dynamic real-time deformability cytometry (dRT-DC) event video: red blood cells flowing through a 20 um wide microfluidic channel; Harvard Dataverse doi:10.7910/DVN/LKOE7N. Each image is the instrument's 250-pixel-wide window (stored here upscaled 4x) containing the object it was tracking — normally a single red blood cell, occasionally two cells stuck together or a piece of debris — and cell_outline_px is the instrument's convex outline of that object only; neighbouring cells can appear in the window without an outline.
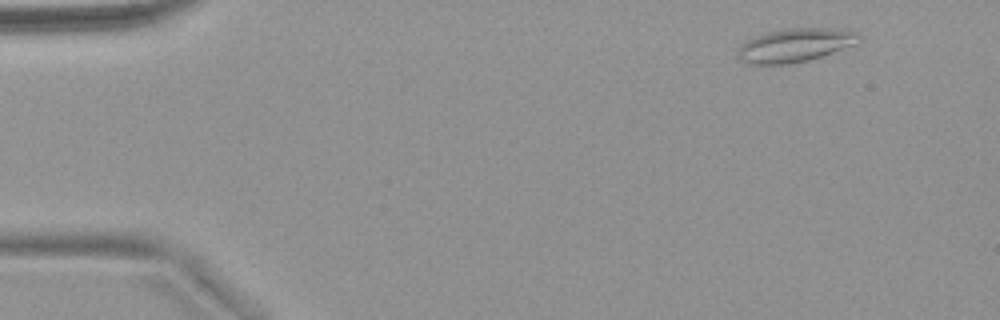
{"species": "common noctule bat (a hibernating species)", "species_latin": "Nyctalus noctula", "temperature_condition": "warm", "stored_images_in_passage": 18, "camera_frame_rate_fps": 3000, "um_per_image_px": 0.085, "animal": {"sex": "female", "body_mass_g": 18.4}, "frame": {"image": 1, "passage_image": 6, "time_ms": 1.667, "image_size_px": [1000, 320], "cell_outline_px": [[860, 40], [856, 44], [808, 60], [788, 64], [748, 64], [740, 60], [736, 52], [748, 40], [756, 36], [768, 32], [792, 28], [840, 28], [856, 32], [860, 36]], "centroid_in_image_um": [67.6, 3.84], "position_along_channel_um": 17.4, "area_um2": 23.41}}